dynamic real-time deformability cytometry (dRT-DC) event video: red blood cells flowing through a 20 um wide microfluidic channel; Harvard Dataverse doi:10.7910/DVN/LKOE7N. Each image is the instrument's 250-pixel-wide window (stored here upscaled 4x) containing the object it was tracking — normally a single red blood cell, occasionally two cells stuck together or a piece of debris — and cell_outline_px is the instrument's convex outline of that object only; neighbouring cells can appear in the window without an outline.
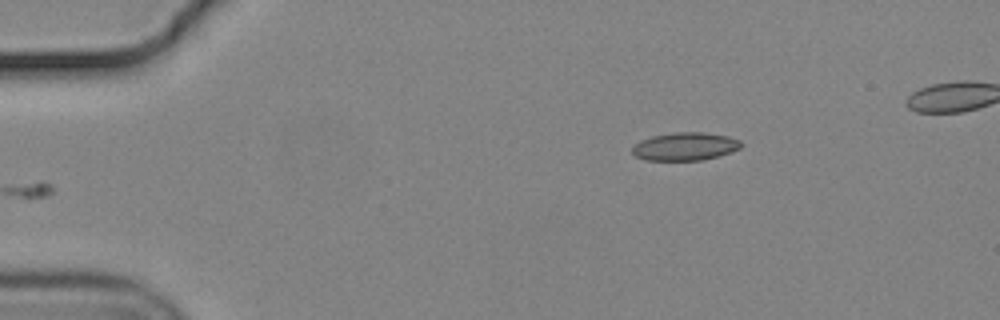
{"species": "common noctule bat (a hibernating species)", "species_latin": "Nyctalus noctula", "temperature_condition": "cold", "stored_images_in_passage": 40, "camera_frame_rate_fps": 3000, "um_per_image_px": 0.085, "animal": {"sex": "male", "body_mass_g": 19.2, "forearm_length_mm": 51.8}, "frame": {"image": 1, "passage_image": 1, "time_ms": 0.0, "image_size_px": [1000, 320], "cell_outline_px": [[744, 144], [740, 148], [716, 156], [700, 160], [648, 160], [636, 156], [632, 152], [632, 148], [640, 140], [652, 136], [676, 132], [704, 132], [728, 136], [740, 140]], "centroid_in_image_um": [58.24, 12.43], "position_along_channel_um": 26.8, "area_um2": 17.57}}
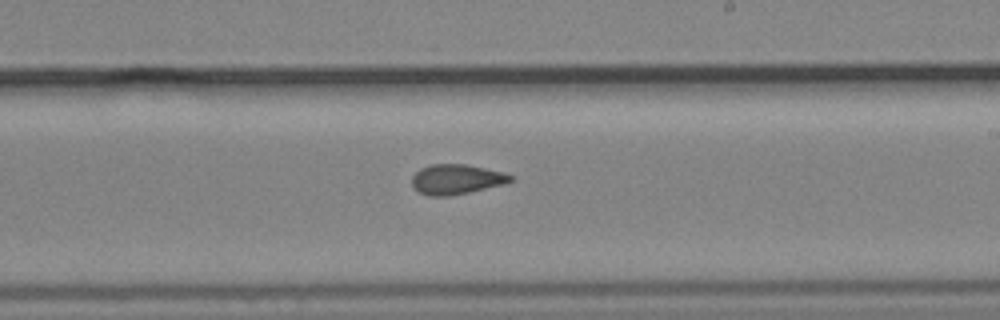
{"frame": {"image": 2, "passage_image": 25, "time_ms": 8.0, "image_size_px": [1000, 320], "cell_outline_px": [[512, 180], [504, 184], [468, 192], [448, 196], [428, 196], [420, 192], [412, 184], [412, 176], [420, 168], [432, 164], [464, 164], [504, 172], [512, 176]], "centroid_in_image_um": [38.78, 15.23], "position_along_channel_um": 250.2, "area_um2": 16.99}}
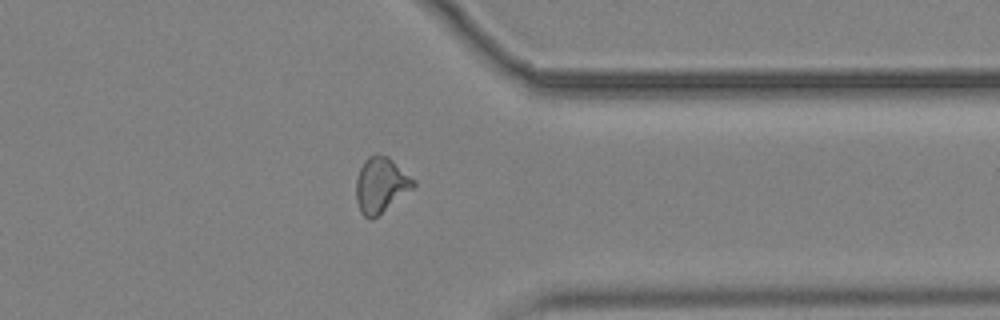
{"frame": {"image": 3, "passage_image": 36, "time_ms": 11.667, "image_size_px": [1000, 320], "cell_outline_px": [[416, 184], [412, 188], [372, 220], [364, 216], [360, 212], [356, 200], [356, 176], [364, 160], [368, 156], [376, 152], [388, 156], [416, 180]], "centroid_in_image_um": [32.35, 15.69], "position_along_channel_um": 379.1, "area_um2": 18.55}, "authors_computed_cell_mechanics": {"area_um2": 17.5134, "velocity_mm_per_s": 3.6678, "shape_relaxation_time_tau1_ms": null, "shape_relaxation_time_tau2_ms": 2.3299, "deformation_change_tau1": null, "deformation_change_tau2": 0.0893}}